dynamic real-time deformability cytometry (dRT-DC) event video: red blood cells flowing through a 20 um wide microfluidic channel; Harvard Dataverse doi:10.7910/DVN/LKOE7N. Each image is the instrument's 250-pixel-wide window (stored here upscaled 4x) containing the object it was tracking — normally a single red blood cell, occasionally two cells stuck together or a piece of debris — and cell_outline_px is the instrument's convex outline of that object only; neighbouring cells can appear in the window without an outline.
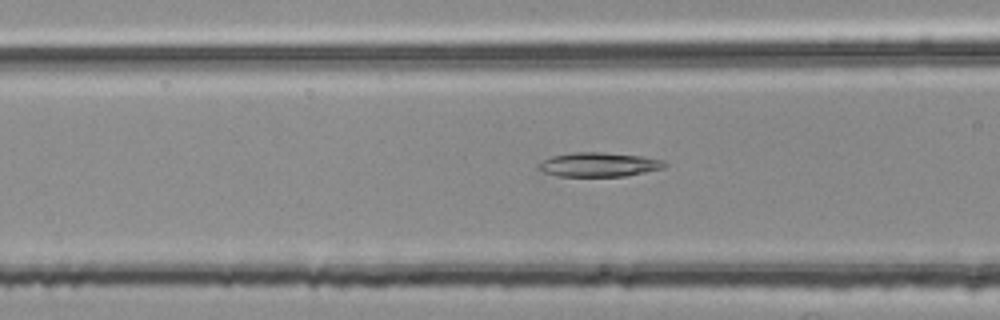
{"species": "common noctule bat (a hibernating species)", "species_latin": "Nyctalus noctula", "temperature_condition": "room temperature", "stored_images_in_passage": 49, "camera_frame_rate_fps": 3000, "um_per_image_px": 0.085, "animal": {"sex": "female", "body_mass_g": 25.1}, "frame": {"image": 1, "passage_image": 21, "time_ms": 6.667, "image_size_px": [1000, 320], "cell_outline_px": [[668, 164], [664, 168], [624, 176], [556, 176], [544, 172], [536, 168], [536, 164], [552, 156], [572, 152], [604, 152], [644, 156], [664, 160]], "centroid_in_image_um": [50.9, 13.98], "position_along_channel_um": 115.7, "area_um2": 17.98}}
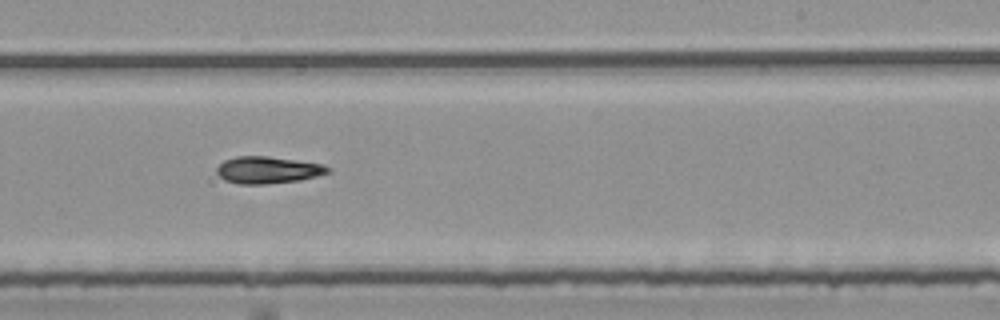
{"frame": {"image": 2, "passage_image": 33, "time_ms": 10.667, "image_size_px": [1000, 320], "cell_outline_px": [[332, 172], [300, 180], [264, 184], [236, 184], [224, 180], [216, 172], [216, 168], [224, 160], [236, 156], [268, 156], [324, 164], [332, 168]], "centroid_in_image_um": [22.78, 14.45], "position_along_channel_um": 266.2, "area_um2": 17.63}}
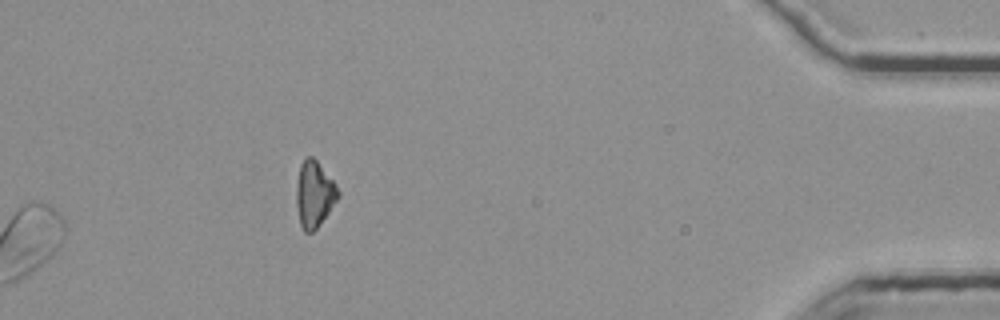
{"frame": {"image": 3, "passage_image": 49, "time_ms": 16.0, "image_size_px": [1000, 320], "cell_outline_px": [[340, 196], [316, 228], [312, 232], [304, 232], [300, 224], [296, 204], [296, 184], [300, 164], [308, 156], [312, 156], [316, 160], [336, 184], [340, 192]], "centroid_in_image_um": [26.7, 16.49], "position_along_channel_um": 408.5, "area_um2": 15.95}}